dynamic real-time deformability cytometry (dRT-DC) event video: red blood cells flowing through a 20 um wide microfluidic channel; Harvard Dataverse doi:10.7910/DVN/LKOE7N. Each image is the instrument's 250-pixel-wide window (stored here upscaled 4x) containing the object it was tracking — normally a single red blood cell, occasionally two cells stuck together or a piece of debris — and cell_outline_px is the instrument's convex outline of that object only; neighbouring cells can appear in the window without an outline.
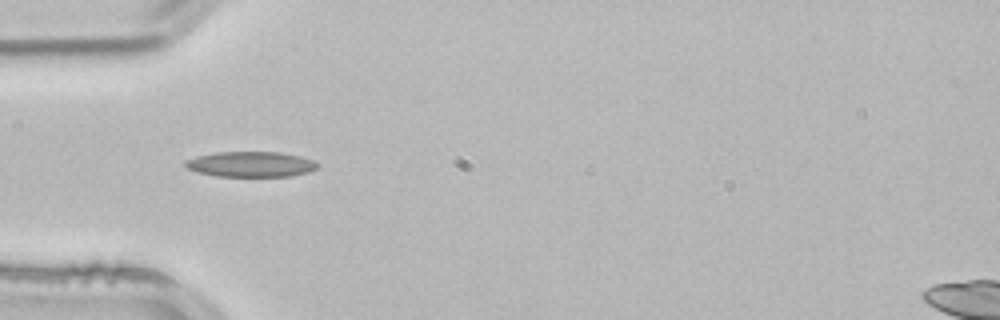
{"species": "common noctule bat (a hibernating species)", "species_latin": "Nyctalus noctula", "temperature_condition": "room temperature", "stored_images_in_passage": 3, "camera_frame_rate_fps": 3000, "um_per_image_px": 0.085, "animal": {"sex": "male", "body_mass_g": 21.5, "forearm_length_mm": 52.0}, "frame": {"image": 1, "passage_image": 3, "time_ms": 0.667, "image_size_px": [1000, 320], "cell_outline_px": [[320, 168], [308, 172], [288, 176], [216, 176], [196, 172], [188, 168], [184, 164], [184, 160], [196, 156], [216, 152], [280, 152], [300, 156], [316, 160], [320, 164]], "centroid_in_image_um": [21.35, 13.95], "position_along_channel_um": 63.6, "area_um2": 19.77}}